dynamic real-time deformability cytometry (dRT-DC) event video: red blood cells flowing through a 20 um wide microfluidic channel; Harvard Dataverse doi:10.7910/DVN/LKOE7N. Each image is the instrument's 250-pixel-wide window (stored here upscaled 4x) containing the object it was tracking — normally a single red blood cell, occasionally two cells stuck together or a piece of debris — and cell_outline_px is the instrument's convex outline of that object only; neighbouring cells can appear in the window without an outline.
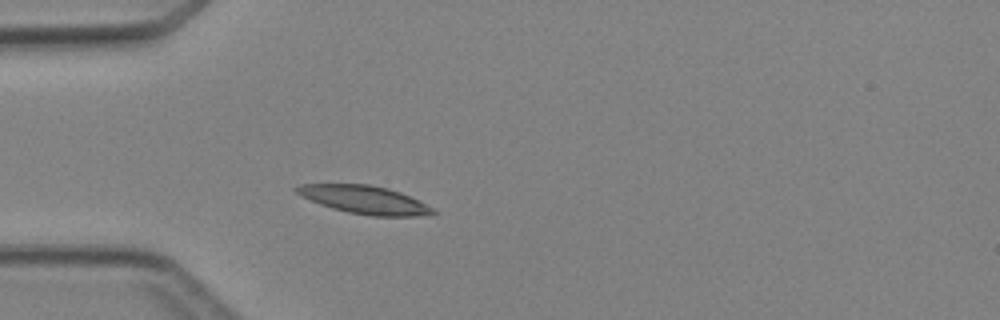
{"species": "Egyptian fruit bat (a non-hibernating species)", "species_latin": "Rousettus aegyptiacus", "temperature_condition": "cold", "stored_images_in_passage": 3, "camera_frame_rate_fps": 3000, "um_per_image_px": 0.085, "animal": {"sex": "female"}, "frame": {"image": 1, "passage_image": 3, "time_ms": 2.333, "image_size_px": [1000, 320], "cell_outline_px": [[436, 212], [416, 216], [372, 216], [348, 212], [332, 208], [320, 204], [296, 192], [292, 188], [300, 184], [368, 184], [388, 188], [400, 192], [432, 208]], "centroid_in_image_um": [30.93, 16.97], "position_along_channel_um": 54.1, "area_um2": 21.85}}